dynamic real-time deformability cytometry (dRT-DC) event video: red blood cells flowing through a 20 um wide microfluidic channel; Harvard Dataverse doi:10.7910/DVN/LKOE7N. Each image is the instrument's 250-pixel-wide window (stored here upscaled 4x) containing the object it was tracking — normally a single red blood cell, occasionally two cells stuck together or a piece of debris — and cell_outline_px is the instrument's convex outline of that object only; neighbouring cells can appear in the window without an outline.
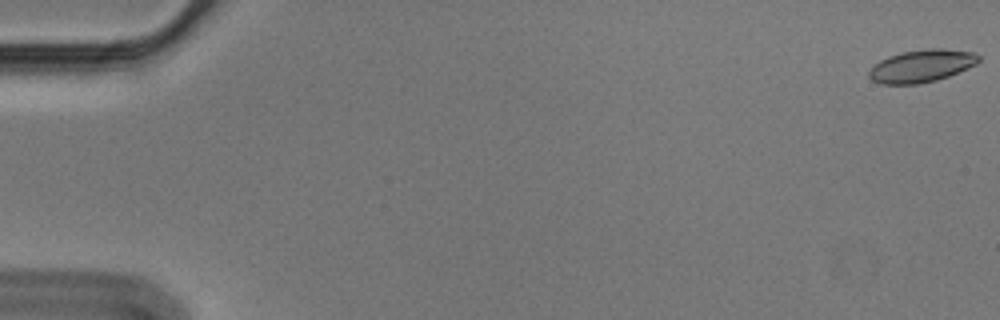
{"species": "Egyptian fruit bat (a non-hibernating species)", "species_latin": "Rousettus aegyptiacus", "temperature_condition": "cold", "stored_images_in_passage": 19, "camera_frame_rate_fps": 3000, "um_per_image_px": 0.085, "animal": {"sex": "male"}, "frame": {"image": 1, "passage_image": 1, "time_ms": 0.0, "image_size_px": [1000, 320], "cell_outline_px": [[980, 60], [976, 64], [948, 76], [936, 80], [920, 84], [880, 84], [872, 80], [868, 76], [868, 72], [880, 60], [888, 56], [904, 52], [928, 48], [944, 48], [976, 52], [980, 56]], "centroid_in_image_um": [78.35, 5.6], "position_along_channel_um": 6.6, "area_um2": 20.81}}
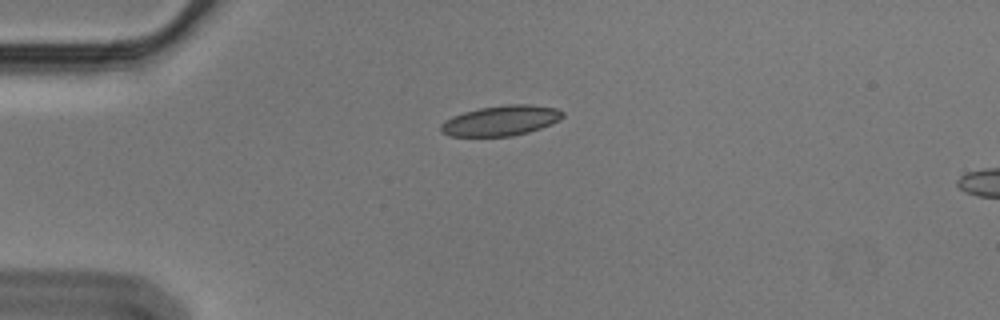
{"frame": {"image": 2, "passage_image": 15, "time_ms": 4.667, "image_size_px": [1000, 320], "cell_outline_px": [[564, 116], [560, 120], [552, 124], [528, 132], [512, 136], [448, 136], [440, 132], [440, 124], [444, 120], [452, 116], [464, 112], [480, 108], [508, 104], [528, 104], [556, 108], [564, 112]], "centroid_in_image_um": [42.56, 10.25], "position_along_channel_um": 42.4, "area_um2": 21.56}}